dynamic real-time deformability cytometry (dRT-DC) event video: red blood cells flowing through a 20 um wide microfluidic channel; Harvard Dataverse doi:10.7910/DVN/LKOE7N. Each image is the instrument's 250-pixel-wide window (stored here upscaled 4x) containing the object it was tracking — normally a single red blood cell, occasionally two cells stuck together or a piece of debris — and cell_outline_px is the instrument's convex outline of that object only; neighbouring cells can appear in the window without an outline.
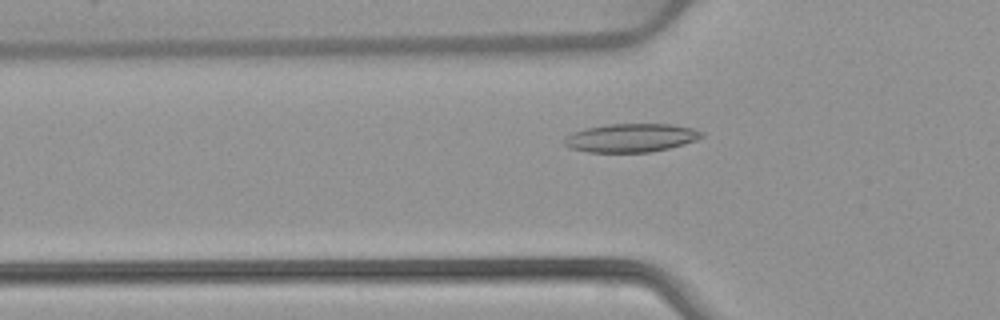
{"species": "common noctule bat (a hibernating species)", "species_latin": "Nyctalus noctula", "temperature_condition": "warm", "stored_images_in_passage": 53, "camera_frame_rate_fps": 3000, "um_per_image_px": 0.085, "animal": {"sex": "female", "body_mass_g": 22.7, "forearm_length_mm": 54.2}, "frame": {"image": 1, "passage_image": 18, "time_ms": 5.667, "image_size_px": [1000, 320], "cell_outline_px": [[704, 136], [696, 140], [684, 144], [668, 148], [648, 152], [588, 152], [572, 148], [564, 144], [564, 136], [572, 132], [584, 128], [608, 124], [672, 124], [692, 128], [704, 132]], "centroid_in_image_um": [53.63, 11.7], "position_along_channel_um": 72.2, "area_um2": 22.83}}
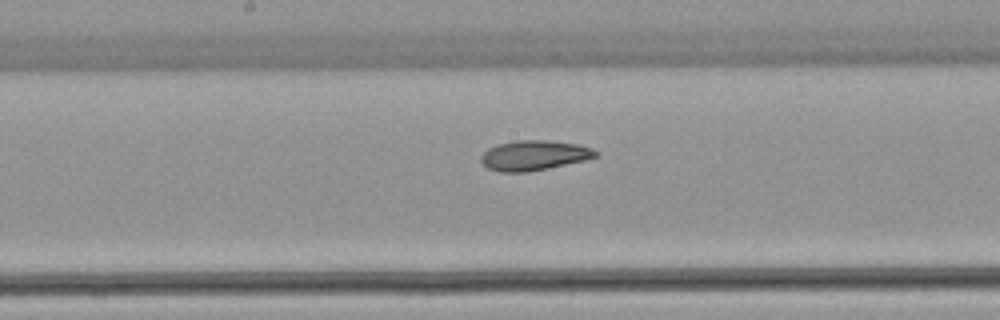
{"frame": {"image": 2, "passage_image": 28, "time_ms": 9.0, "image_size_px": [1000, 320], "cell_outline_px": [[600, 156], [584, 160], [548, 168], [528, 172], [500, 172], [488, 168], [480, 160], [480, 156], [488, 148], [500, 144], [516, 140], [544, 140], [576, 144], [592, 148], [600, 152]], "centroid_in_image_um": [45.41, 13.21], "position_along_channel_um": 202.8, "area_um2": 19.94}}
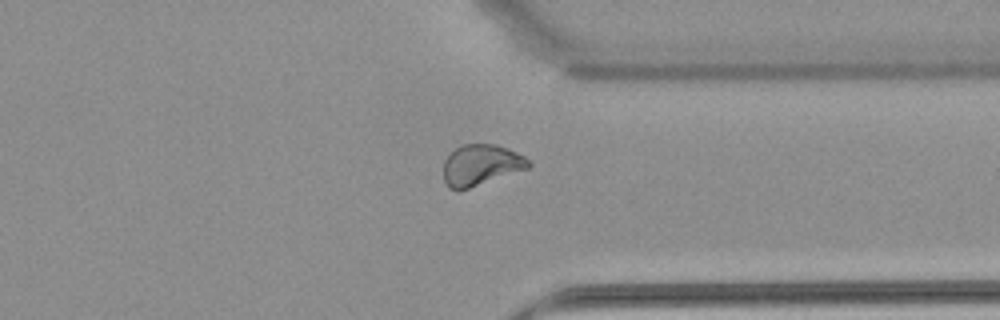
{"frame": {"image": 3, "passage_image": 41, "time_ms": 13.333, "image_size_px": [1000, 320], "cell_outline_px": [[532, 164], [528, 168], [468, 188], [448, 188], [444, 180], [444, 160], [460, 144], [496, 144], [508, 148], [524, 156]], "centroid_in_image_um": [40.88, 13.99], "position_along_channel_um": 370.5, "area_um2": 19.94}, "authors_computed_cell_mechanics": {"area_um2": 21.675, "velocity_mm_per_s": 3.9044, "shape_relaxation_time_tau1_ms": null, "shape_relaxation_time_tau2_ms": 3.5634, "deformation_change_tau1": null, "deformation_change_tau2": 0.0883}}